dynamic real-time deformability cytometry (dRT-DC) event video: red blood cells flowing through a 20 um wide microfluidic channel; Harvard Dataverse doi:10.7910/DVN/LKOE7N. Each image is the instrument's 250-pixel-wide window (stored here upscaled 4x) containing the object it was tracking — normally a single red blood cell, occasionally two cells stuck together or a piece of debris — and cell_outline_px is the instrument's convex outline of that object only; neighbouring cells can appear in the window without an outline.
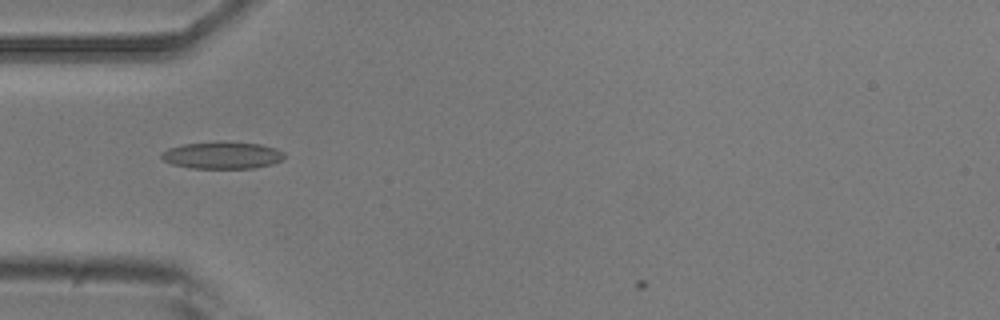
{"species": "common noctule bat (a hibernating species)", "species_latin": "Nyctalus noctula", "temperature_condition": "room temperature", "stored_images_in_passage": 3, "camera_frame_rate_fps": 3000, "um_per_image_px": 0.085, "animal": {"sex": "male", "body_mass_g": 20.5, "forearm_length_mm": 52.5}, "frame": {"image": 1, "passage_image": 2, "time_ms": 1.0, "image_size_px": [1000, 320], "cell_outline_px": [[284, 156], [280, 160], [272, 164], [256, 168], [188, 168], [172, 164], [164, 160], [160, 156], [160, 152], [168, 148], [184, 144], [216, 140], [220, 140], [260, 144], [276, 148], [284, 152]], "centroid_in_image_um": [18.86, 13.18], "position_along_channel_um": 66.1, "area_um2": 19.77}}